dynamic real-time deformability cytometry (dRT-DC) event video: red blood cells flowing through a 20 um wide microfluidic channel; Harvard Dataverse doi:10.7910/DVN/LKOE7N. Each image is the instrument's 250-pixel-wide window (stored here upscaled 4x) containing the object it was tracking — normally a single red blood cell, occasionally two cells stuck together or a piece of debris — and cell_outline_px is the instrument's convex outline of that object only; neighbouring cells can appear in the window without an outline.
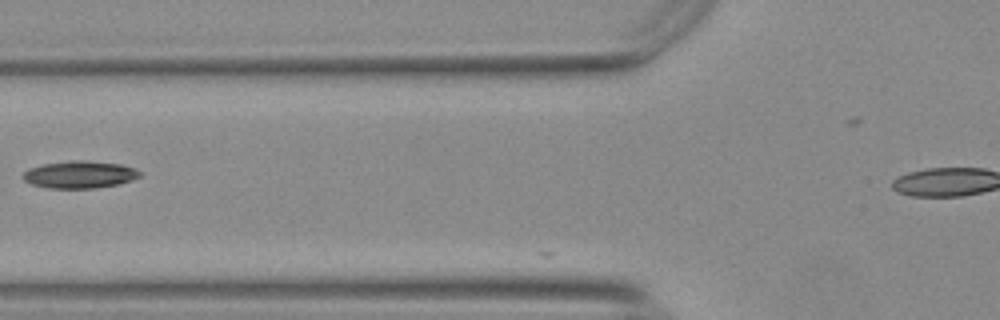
{"species": "Egyptian fruit bat (a non-hibernating species)", "species_latin": "Rousettus aegyptiacus", "temperature_condition": "warm", "stored_images_in_passage": 18, "camera_frame_rate_fps": 3000, "um_per_image_px": 0.085, "animal": {"sex": "female"}, "frame": {"image": 1, "passage_image": 13, "time_ms": 4.0, "image_size_px": [1000, 320], "cell_outline_px": [[140, 176], [132, 180], [120, 184], [96, 188], [48, 188], [32, 184], [24, 180], [20, 176], [28, 168], [44, 164], [72, 160], [88, 160], [120, 164], [136, 168], [140, 172]], "centroid_in_image_um": [6.77, 14.83], "position_along_channel_um": 119.0, "area_um2": 18.73}}